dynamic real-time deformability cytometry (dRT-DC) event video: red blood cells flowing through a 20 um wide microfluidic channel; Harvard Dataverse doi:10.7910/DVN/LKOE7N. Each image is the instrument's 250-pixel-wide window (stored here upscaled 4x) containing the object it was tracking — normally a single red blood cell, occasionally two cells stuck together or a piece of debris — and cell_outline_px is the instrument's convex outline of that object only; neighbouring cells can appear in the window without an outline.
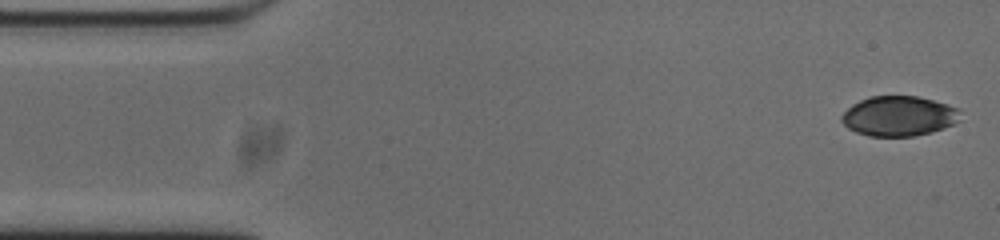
{"species": "common noctule bat (a hibernating species)", "species_latin": "Nyctalus noctula", "temperature_condition": "cold", "stored_images_in_passage": 52, "camera_frame_rate_fps": 3000, "um_per_image_px": 0.085, "animal": {"sex": "male", "body_mass_g": 20.0, "forearm_length_mm": 53.3}, "frame": {"image": 1, "passage_image": 1, "time_ms": 0.0, "image_size_px": [1000, 240], "cell_outline_px": [[960, 120], [944, 128], [932, 132], [912, 136], [868, 136], [856, 132], [848, 128], [840, 120], [840, 116], [852, 104], [860, 100], [872, 96], [916, 96], [948, 104], [960, 108]], "centroid_in_image_um": [76.4, 9.86], "position_along_channel_um": 8.6, "area_um2": 27.74}}